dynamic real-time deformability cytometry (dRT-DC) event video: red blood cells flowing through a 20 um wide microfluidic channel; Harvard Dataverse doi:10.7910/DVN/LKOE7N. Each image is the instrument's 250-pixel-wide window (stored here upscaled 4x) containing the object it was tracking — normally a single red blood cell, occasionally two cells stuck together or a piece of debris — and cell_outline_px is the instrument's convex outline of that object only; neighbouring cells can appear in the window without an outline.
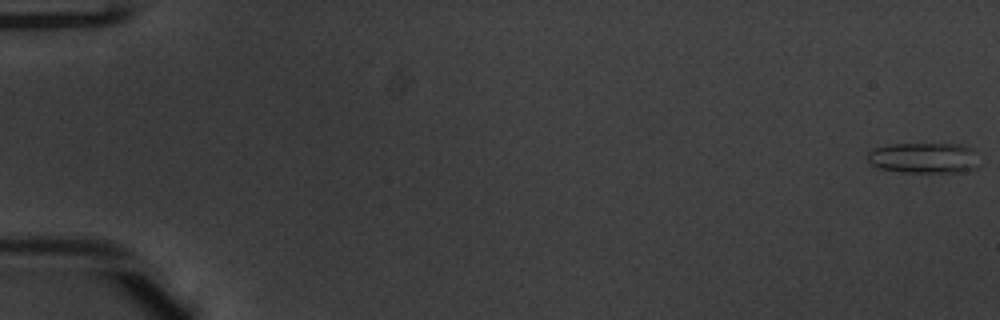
{"species": "common noctule bat (a hibernating species)", "species_latin": "Nyctalus noctula", "temperature_condition": "warm", "stored_images_in_passage": 52, "camera_frame_rate_fps": 3000, "um_per_image_px": 0.085, "animal": {"sex": "male", "body_mass_g": 20.1, "forearm_length_mm": 53.5}, "frame": {"image": 1, "passage_image": 1, "time_ms": 0.0, "image_size_px": [1000, 320], "cell_outline_px": [[976, 168], [964, 172], [904, 172], [880, 168], [872, 164], [868, 160], [868, 152], [872, 148], [888, 144], [964, 144], [972, 148]], "centroid_in_image_um": [78.49, 13.41], "position_along_channel_um": 6.5, "area_um2": 19.77}}
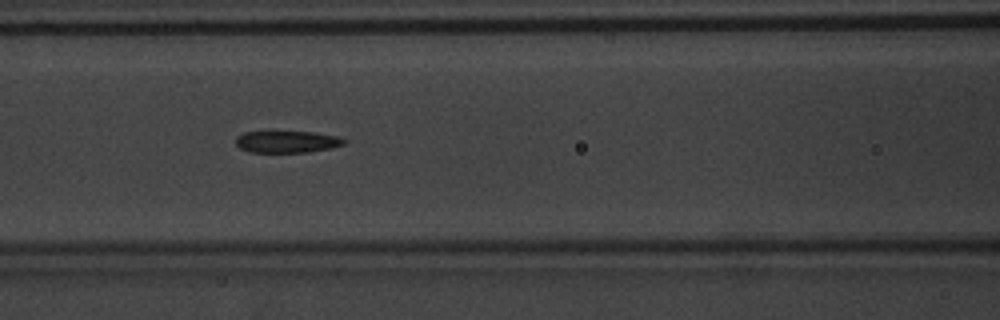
{"frame": {"image": 2, "passage_image": 24, "time_ms": 7.667, "image_size_px": [1000, 320], "cell_outline_px": [[344, 144], [328, 148], [308, 152], [248, 152], [240, 148], [236, 144], [236, 136], [244, 132], [312, 132], [336, 136], [344, 140]], "centroid_in_image_um": [24.32, 12.05], "position_along_channel_um": 142.3, "area_um2": 13.53}}
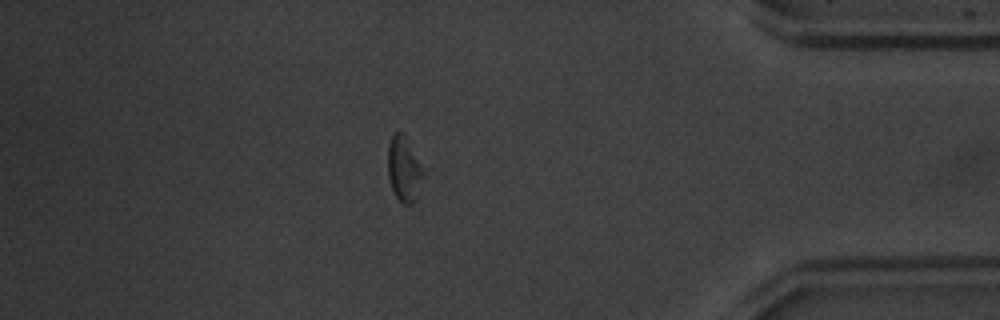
{"frame": {"image": 3, "passage_image": 46, "time_ms": 15.0, "image_size_px": [1000, 320], "cell_outline_px": [[424, 176], [416, 200], [412, 204], [404, 204], [396, 196], [392, 188], [388, 176], [388, 144], [392, 136], [396, 132], [404, 132], [424, 168]], "centroid_in_image_um": [34.37, 14.35], "position_along_channel_um": 400.8, "area_um2": 13.64}, "authors_computed_cell_mechanics": {"area_um2": 14.8835, "velocity_mm_per_s": 3.96, "shape_relaxation_time_tau1_ms": 3.3097, "shape_relaxation_time_tau2_ms": 3.1999, "deformation_change_tau1": 0.1175, "deformation_change_tau2": 0.1203}}